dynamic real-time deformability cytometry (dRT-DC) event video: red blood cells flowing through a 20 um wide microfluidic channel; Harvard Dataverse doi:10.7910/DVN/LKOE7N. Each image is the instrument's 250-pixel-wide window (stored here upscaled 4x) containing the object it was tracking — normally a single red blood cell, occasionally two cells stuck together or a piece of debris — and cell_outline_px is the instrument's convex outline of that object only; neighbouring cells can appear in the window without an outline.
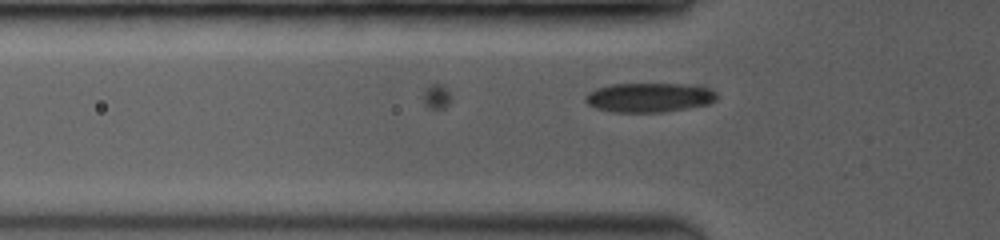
{"species": "common noctule bat (a hibernating species)", "species_latin": "Nyctalus noctula", "temperature_condition": "room temperature", "stored_images_in_passage": 7, "camera_frame_rate_fps": 3500, "um_per_image_px": 0.085, "animal": {"sex": "female", "body_mass_g": 19.0, "forearm_length_mm": 53.3}, "frame": {"image": 1, "passage_image": 7, "time_ms": 1.714, "image_size_px": [1000, 240], "cell_outline_px": [[716, 100], [708, 104], [664, 112], [612, 112], [596, 108], [588, 104], [584, 100], [584, 96], [588, 92], [596, 88], [612, 84], [696, 84], [708, 88], [716, 92]], "centroid_in_image_um": [55.17, 8.28], "position_along_channel_um": 70.6, "area_um2": 22.6}}